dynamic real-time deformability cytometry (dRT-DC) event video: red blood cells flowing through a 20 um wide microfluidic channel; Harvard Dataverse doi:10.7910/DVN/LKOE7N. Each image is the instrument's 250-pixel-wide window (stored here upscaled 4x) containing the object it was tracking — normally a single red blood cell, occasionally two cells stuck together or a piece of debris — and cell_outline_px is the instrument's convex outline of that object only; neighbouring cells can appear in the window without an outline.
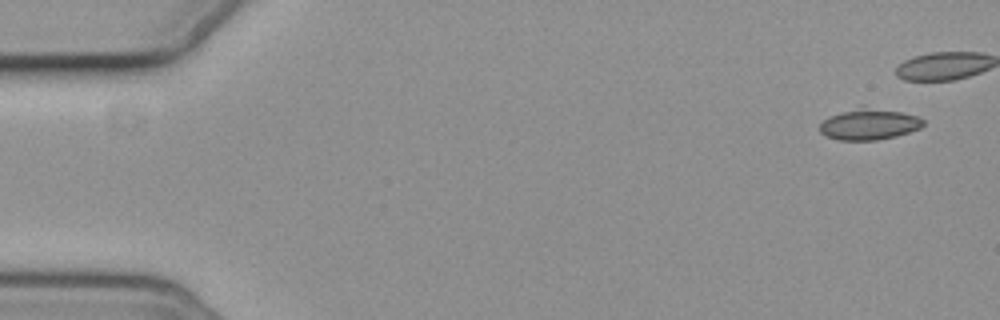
{"species": "common noctule bat (a hibernating species)", "species_latin": "Nyctalus noctula", "temperature_condition": "cold", "stored_images_in_passage": 15, "camera_frame_rate_fps": 3000, "um_per_image_px": 0.085, "animal": {"sex": "female", "body_mass_g": 19.3, "forearm_length_mm": 54.1}, "frame": {"image": 1, "passage_image": 1, "time_ms": 0.0, "image_size_px": [1000, 320], "cell_outline_px": [[924, 124], [920, 128], [896, 136], [876, 140], [840, 140], [828, 136], [820, 132], [820, 124], [828, 116], [860, 104], [900, 112], [916, 116], [924, 120]], "centroid_in_image_um": [73.85, 10.52], "position_along_channel_um": 11.2, "area_um2": 19.02}}
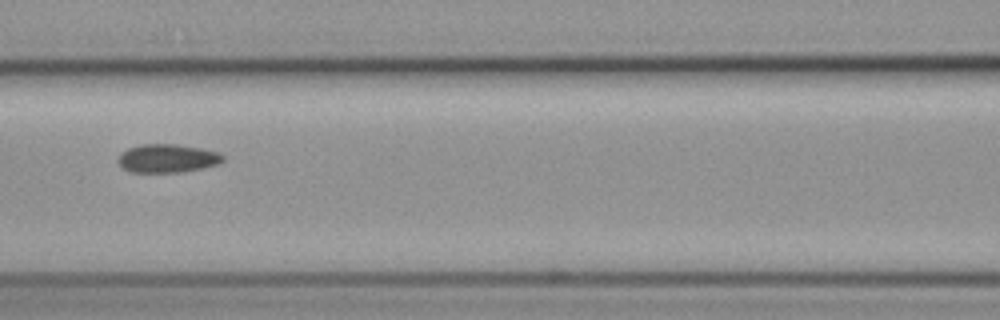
{"frame": {"image": 2, "passage_image": 7, "time_ms": 8.667, "image_size_px": [1000, 320], "cell_outline_px": [[224, 160], [220, 164], [180, 172], [132, 172], [124, 168], [116, 160], [120, 152], [128, 148], [140, 144], [176, 144], [200, 148], [220, 152], [224, 156]], "centroid_in_image_um": [14.22, 13.45], "position_along_channel_um": 152.4, "area_um2": 17.46}}
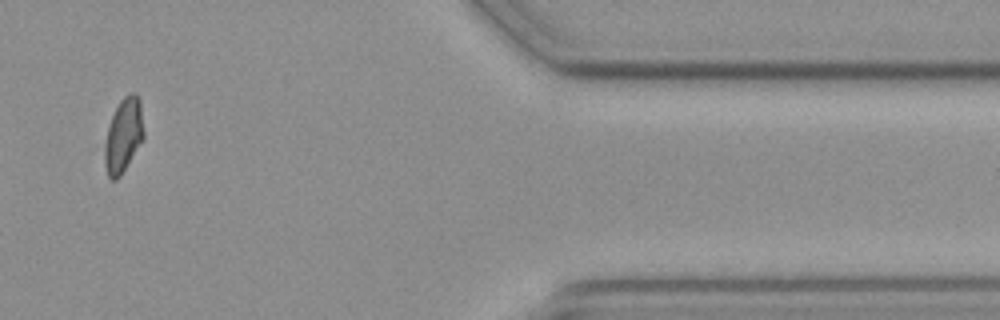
{"frame": {"image": 3, "passage_image": 13, "time_ms": 16.667, "image_size_px": [1000, 320], "cell_outline_px": [[144, 140], [120, 176], [116, 180], [112, 180], [108, 176], [104, 164], [104, 144], [108, 128], [112, 116], [120, 100], [128, 92], [136, 92], [140, 100], [144, 132]], "centroid_in_image_um": [10.5, 11.5], "position_along_channel_um": 400.9, "area_um2": 17.11}, "authors_computed_cell_mechanics": {"area_um2": 17.2244, "velocity_mm_per_s": 3.6394, "shape_relaxation_time_tau1_ms": null, "shape_relaxation_time_tau2_ms": 9.8721, "deformation_change_tau1": null, "deformation_change_tau2": 0.0947}}